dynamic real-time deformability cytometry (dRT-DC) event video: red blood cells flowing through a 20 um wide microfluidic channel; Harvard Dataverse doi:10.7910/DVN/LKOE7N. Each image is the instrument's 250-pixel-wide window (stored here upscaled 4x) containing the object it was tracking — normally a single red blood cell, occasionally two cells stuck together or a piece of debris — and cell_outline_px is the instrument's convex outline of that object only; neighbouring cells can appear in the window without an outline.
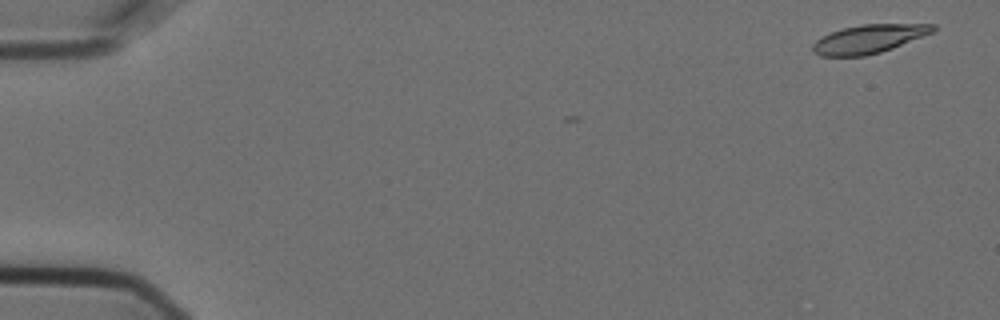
{"species": "Egyptian fruit bat (a non-hibernating species)", "species_latin": "Rousettus aegyptiacus", "temperature_condition": "cold", "stored_images_in_passage": 7, "camera_frame_rate_fps": 3000, "um_per_image_px": 0.085, "animal": {"sex": "female"}, "frame": {"image": 1, "passage_image": 1, "time_ms": 0.0, "image_size_px": [1000, 320], "cell_outline_px": [[936, 32], [892, 48], [880, 52], [864, 56], [820, 56], [812, 52], [812, 44], [816, 40], [832, 32], [844, 28], [860, 24], [936, 24]], "centroid_in_image_um": [73.89, 3.31], "position_along_channel_um": 11.1, "area_um2": 20.06}}